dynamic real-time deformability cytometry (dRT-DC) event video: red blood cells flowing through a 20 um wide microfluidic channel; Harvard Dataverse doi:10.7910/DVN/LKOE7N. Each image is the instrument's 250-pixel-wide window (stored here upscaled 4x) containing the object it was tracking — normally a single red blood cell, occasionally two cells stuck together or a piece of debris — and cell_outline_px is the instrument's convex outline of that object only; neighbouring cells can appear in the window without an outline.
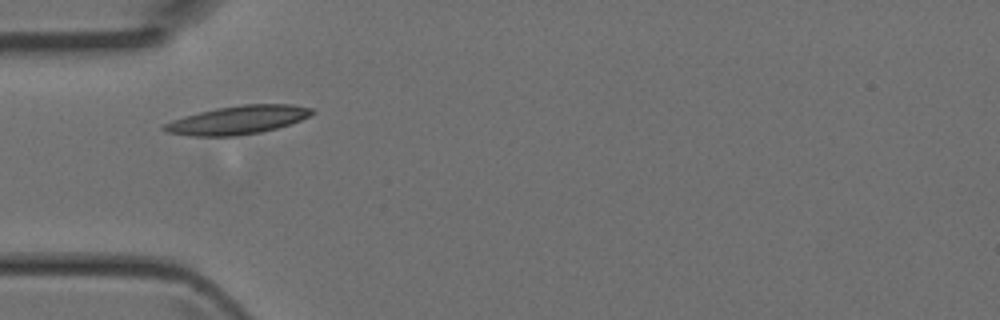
{"species": "Egyptian fruit bat (a non-hibernating species)", "species_latin": "Rousettus aegyptiacus", "temperature_condition": "room temperature", "stored_images_in_passage": 6, "camera_frame_rate_fps": 3000, "um_per_image_px": 0.085, "animal": {"sex": "female"}, "frame": {"image": 1, "passage_image": 5, "time_ms": 1.333, "image_size_px": [1000, 320], "cell_outline_px": [[316, 112], [300, 120], [276, 128], [260, 132], [236, 136], [192, 136], [168, 132], [160, 128], [164, 124], [172, 120], [184, 116], [216, 108], [244, 104], [292, 104], [312, 108]], "centroid_in_image_um": [20.21, 10.19], "position_along_channel_um": 64.8, "area_um2": 24.33}}
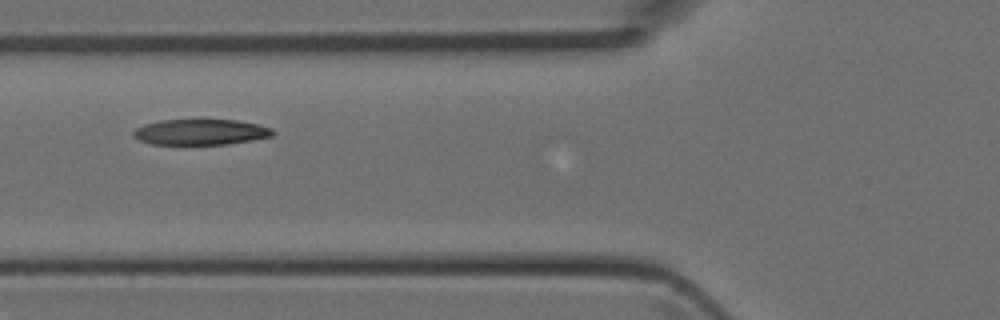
{"frame": {"image": 2, "passage_image": 6, "time_ms": 1.667, "image_size_px": [1000, 320], "cell_outline_px": [[276, 132], [272, 136], [252, 140], [228, 144], [152, 144], [140, 140], [132, 136], [132, 132], [136, 128], [144, 124], [160, 120], [236, 120], [256, 124], [272, 128]], "centroid_in_image_um": [17.05, 11.22], "position_along_channel_um": 108.8, "area_um2": 20.81}}